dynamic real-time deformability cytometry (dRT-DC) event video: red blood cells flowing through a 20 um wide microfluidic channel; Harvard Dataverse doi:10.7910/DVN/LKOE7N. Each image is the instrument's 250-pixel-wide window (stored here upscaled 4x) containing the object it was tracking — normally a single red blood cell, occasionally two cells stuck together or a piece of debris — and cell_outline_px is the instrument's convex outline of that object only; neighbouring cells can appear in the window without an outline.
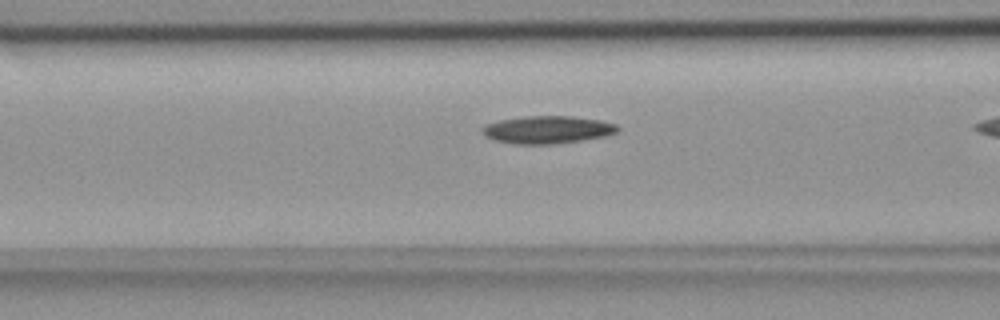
{"species": "common noctule bat (a hibernating species)", "species_latin": "Nyctalus noctula", "temperature_condition": "room temperature", "stored_images_in_passage": 35, "camera_frame_rate_fps": 3000, "um_per_image_px": 0.085, "animal": {"sex": "female", "body_mass_g": 18.4}, "frame": {"image": 1, "passage_image": 15, "time_ms": 4.667, "image_size_px": [1000, 320], "cell_outline_px": [[620, 128], [616, 132], [604, 136], [580, 140], [552, 144], [512, 144], [496, 140], [484, 136], [480, 128], [488, 124], [500, 120], [524, 116], [572, 116], [600, 120], [616, 124]], "centroid_in_image_um": [46.51, 11.02], "position_along_channel_um": 120.1, "area_um2": 21.68}}
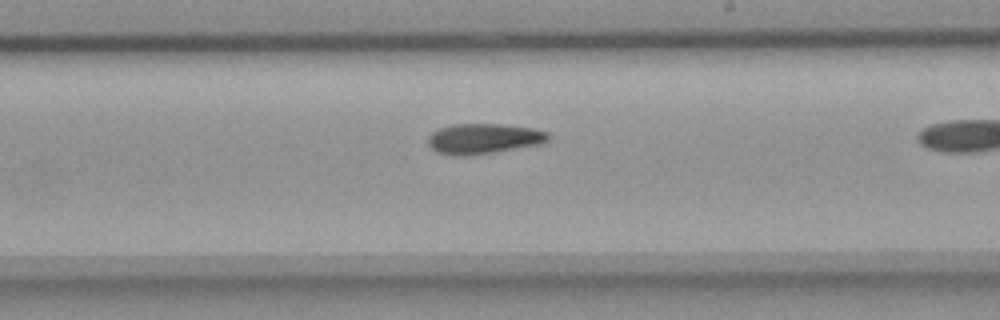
{"frame": {"image": 2, "passage_image": 25, "time_ms": 8.0, "image_size_px": [1000, 320], "cell_outline_px": [[548, 140], [540, 144], [468, 156], [448, 156], [436, 152], [428, 144], [428, 136], [436, 128], [452, 124], [500, 124], [532, 128], [548, 132]], "centroid_in_image_um": [41.03, 11.79], "position_along_channel_um": 248.0, "area_um2": 21.33}}
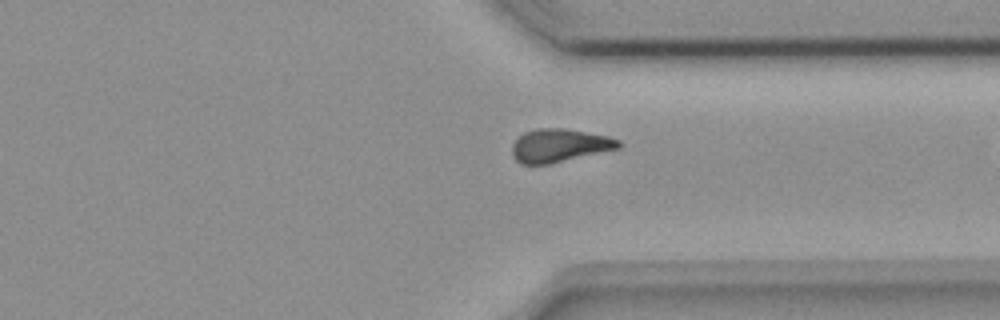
{"frame": {"image": 3, "passage_image": 34, "time_ms": 11.0, "image_size_px": [1000, 320], "cell_outline_px": [[620, 148], [548, 164], [520, 164], [512, 156], [512, 144], [524, 132], [536, 128], [564, 128], [608, 136], [620, 140]], "centroid_in_image_um": [47.53, 12.36], "position_along_channel_um": 363.9, "area_um2": 20.52}}